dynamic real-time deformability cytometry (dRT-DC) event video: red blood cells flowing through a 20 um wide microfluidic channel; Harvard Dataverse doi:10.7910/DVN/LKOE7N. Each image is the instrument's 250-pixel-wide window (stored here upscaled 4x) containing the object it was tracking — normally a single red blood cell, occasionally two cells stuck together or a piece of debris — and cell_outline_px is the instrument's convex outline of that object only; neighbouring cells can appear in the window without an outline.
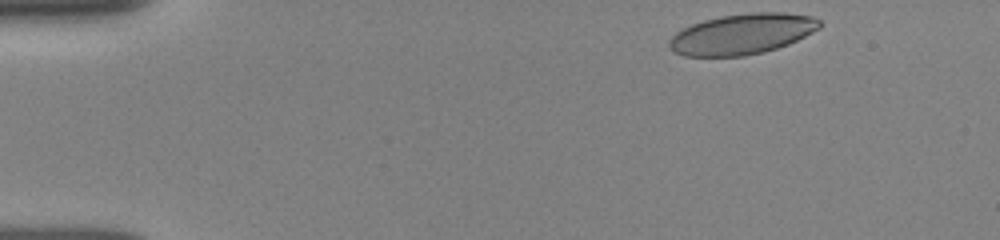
{"species": "human", "species_latin": "Homo sapiens", "temperature_condition": "room temperature", "stored_images_in_passage": 47, "camera_frame_rate_fps": 3000, "um_per_image_px": 0.085, "donor": {"sex": "female"}, "frame": {"image": 1, "passage_image": 1, "time_ms": 0.0, "image_size_px": [1000, 240], "cell_outline_px": [[820, 28], [788, 44], [764, 52], [744, 56], [684, 56], [672, 52], [668, 48], [668, 40], [676, 32], [692, 24], [704, 20], [720, 16], [752, 12], [784, 12], [812, 16], [820, 20]], "centroid_in_image_um": [63.05, 2.89], "position_along_channel_um": 22.0, "area_um2": 35.66}}
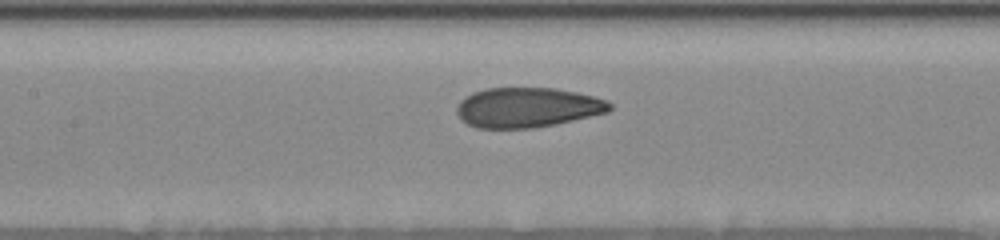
{"frame": {"image": 2, "passage_image": 24, "time_ms": 6.0, "image_size_px": [1000, 240], "cell_outline_px": [[612, 108], [608, 112], [556, 124], [532, 128], [476, 128], [460, 120], [456, 112], [456, 108], [460, 100], [472, 92], [484, 88], [556, 88], [576, 92], [608, 100], [612, 104]], "centroid_in_image_um": [44.81, 9.13], "position_along_channel_um": 162.6, "area_um2": 35.78}}
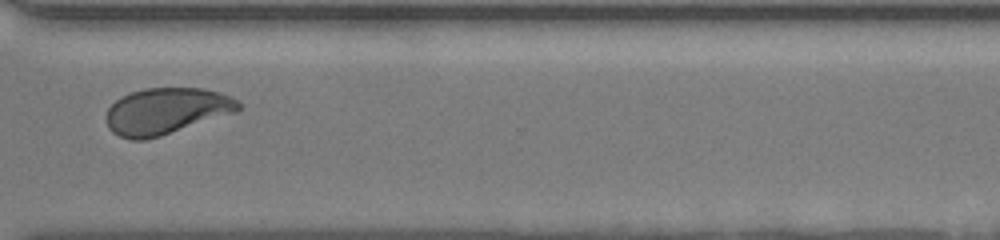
{"frame": {"image": 3, "passage_image": 46, "time_ms": 11.0, "image_size_px": [1000, 240], "cell_outline_px": [[240, 108], [236, 112], [160, 136], [144, 140], [128, 140], [112, 132], [108, 128], [104, 116], [108, 108], [120, 96], [144, 88], [204, 88], [220, 92], [232, 96], [240, 104]], "centroid_in_image_um": [14.09, 9.44], "position_along_channel_um": 356.5, "area_um2": 35.89}}